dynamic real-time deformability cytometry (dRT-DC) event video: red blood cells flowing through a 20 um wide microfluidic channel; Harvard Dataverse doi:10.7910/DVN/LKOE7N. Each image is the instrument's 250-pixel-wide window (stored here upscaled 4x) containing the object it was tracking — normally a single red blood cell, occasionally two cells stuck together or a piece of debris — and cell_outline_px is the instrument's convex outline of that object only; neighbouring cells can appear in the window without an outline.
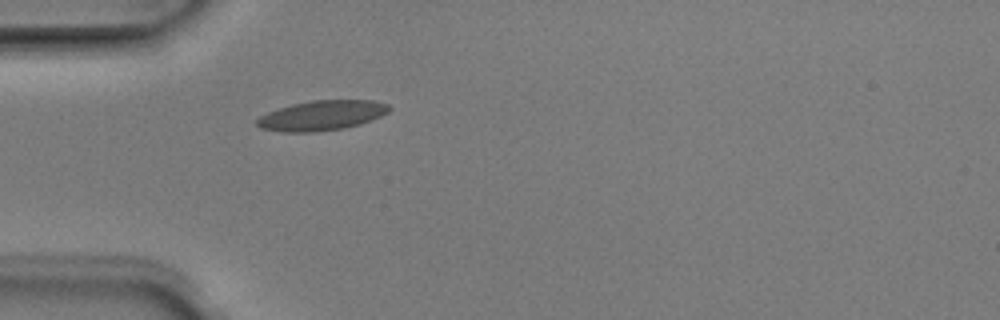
{"species": "Egyptian fruit bat (a non-hibernating species)", "species_latin": "Rousettus aegyptiacus", "temperature_condition": "room temperature", "stored_images_in_passage": 2, "camera_frame_rate_fps": 3000, "um_per_image_px": 0.085, "animal": {"sex": "male"}, "frame": {"image": 1, "passage_image": 2, "time_ms": 0.333, "image_size_px": [1000, 320], "cell_outline_px": [[392, 108], [388, 112], [380, 116], [360, 124], [344, 128], [316, 132], [280, 132], [260, 128], [256, 124], [256, 120], [260, 116], [268, 112], [292, 104], [312, 100], [372, 100], [388, 104]], "centroid_in_image_um": [27.34, 9.82], "position_along_channel_um": 57.7, "area_um2": 23.06}}